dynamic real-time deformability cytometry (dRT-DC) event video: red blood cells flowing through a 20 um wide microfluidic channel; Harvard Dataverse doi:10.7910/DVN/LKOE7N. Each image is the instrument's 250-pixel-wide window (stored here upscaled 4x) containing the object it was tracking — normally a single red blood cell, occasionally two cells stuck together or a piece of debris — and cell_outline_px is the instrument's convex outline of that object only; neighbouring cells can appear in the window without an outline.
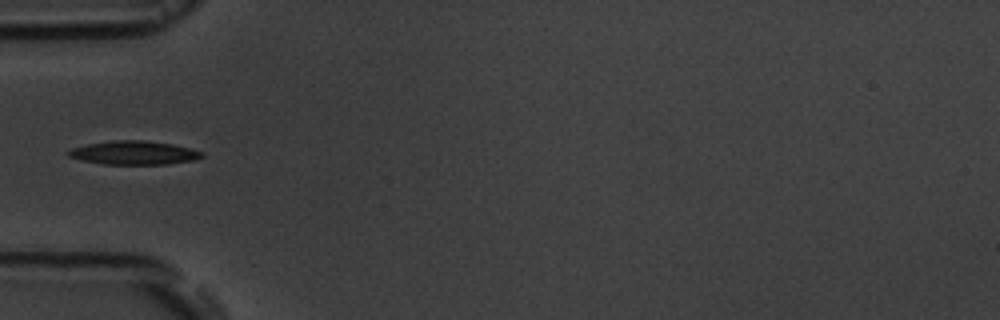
{"species": "common noctule bat (a hibernating species)", "species_latin": "Nyctalus noctula", "temperature_condition": "room temperature", "stored_images_in_passage": 15, "camera_frame_rate_fps": 3000, "um_per_image_px": 0.085, "animal": {"sex": "male", "body_mass_g": 19.5, "forearm_length_mm": 54.6}, "frame": {"image": 1, "passage_image": 5, "time_ms": 5.667, "image_size_px": [1000, 320], "cell_outline_px": [[204, 156], [196, 160], [164, 164], [104, 164], [84, 160], [68, 156], [68, 152], [72, 148], [88, 144], [116, 140], [144, 140], [172, 144], [204, 152]], "centroid_in_image_um": [11.43, 12.98], "position_along_channel_um": 73.6, "area_um2": 18.15}}
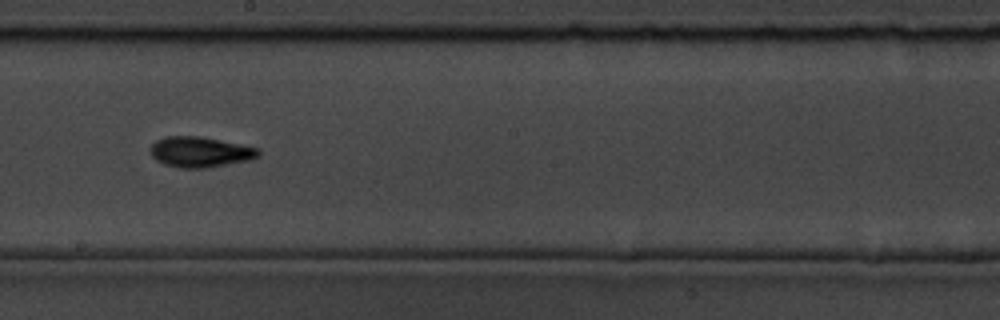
{"frame": {"image": 2, "passage_image": 9, "time_ms": 10.0, "image_size_px": [1000, 320], "cell_outline_px": [[260, 156], [252, 160], [204, 168], [180, 168], [164, 164], [156, 160], [148, 152], [148, 148], [156, 140], [164, 136], [200, 136], [260, 148]], "centroid_in_image_um": [17.0, 12.91], "position_along_channel_um": 231.2, "area_um2": 19.48}}
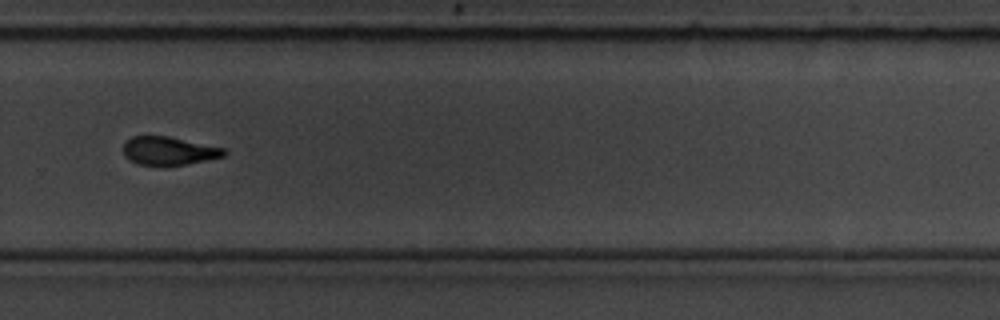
{"frame": {"image": 3, "passage_image": 11, "time_ms": 12.333, "image_size_px": [1000, 320], "cell_outline_px": [[228, 152], [224, 156], [188, 164], [136, 164], [128, 160], [124, 156], [124, 140], [132, 136], [168, 136], [224, 148]], "centroid_in_image_um": [14.32, 12.81], "position_along_channel_um": 315.5, "area_um2": 16.47}, "authors_computed_cell_mechanics": {"area_um2": 17.918, "velocity_mm_per_s": 3.6169, "shape_relaxation_time_tau1_ms": 3.4363, "shape_relaxation_time_tau2_ms": null, "deformation_change_tau1": 0.1395, "deformation_change_tau2": null}}